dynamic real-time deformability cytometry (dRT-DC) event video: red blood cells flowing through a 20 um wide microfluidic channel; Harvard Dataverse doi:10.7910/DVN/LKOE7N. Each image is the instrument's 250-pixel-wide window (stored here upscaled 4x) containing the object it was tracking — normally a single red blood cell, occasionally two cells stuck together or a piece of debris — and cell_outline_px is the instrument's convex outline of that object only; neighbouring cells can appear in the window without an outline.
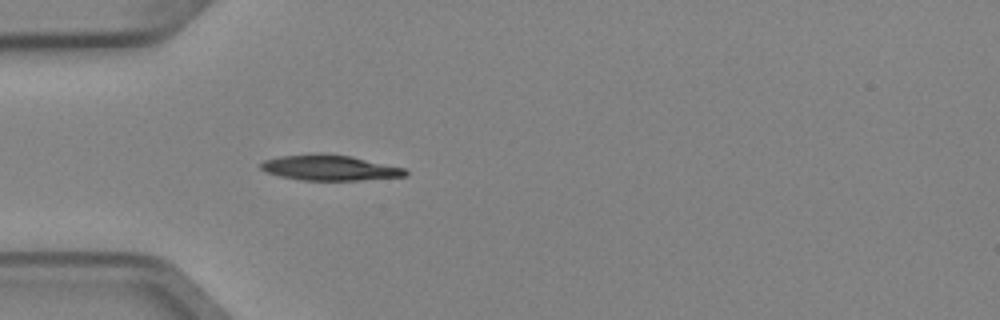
{"species": "Egyptian fruit bat (a non-hibernating species)", "species_latin": "Rousettus aegyptiacus", "temperature_condition": "cold", "stored_images_in_passage": 3, "camera_frame_rate_fps": 3000, "um_per_image_px": 0.085, "animal": {"sex": "female"}, "frame": {"image": 1, "passage_image": 3, "time_ms": 0.667, "image_size_px": [1000, 320], "cell_outline_px": [[408, 176], [360, 180], [300, 180], [280, 176], [268, 172], [260, 168], [260, 164], [264, 160], [280, 156], [352, 156], [404, 168], [408, 172]], "centroid_in_image_um": [28.08, 14.3], "position_along_channel_um": 56.9, "area_um2": 20.52}}